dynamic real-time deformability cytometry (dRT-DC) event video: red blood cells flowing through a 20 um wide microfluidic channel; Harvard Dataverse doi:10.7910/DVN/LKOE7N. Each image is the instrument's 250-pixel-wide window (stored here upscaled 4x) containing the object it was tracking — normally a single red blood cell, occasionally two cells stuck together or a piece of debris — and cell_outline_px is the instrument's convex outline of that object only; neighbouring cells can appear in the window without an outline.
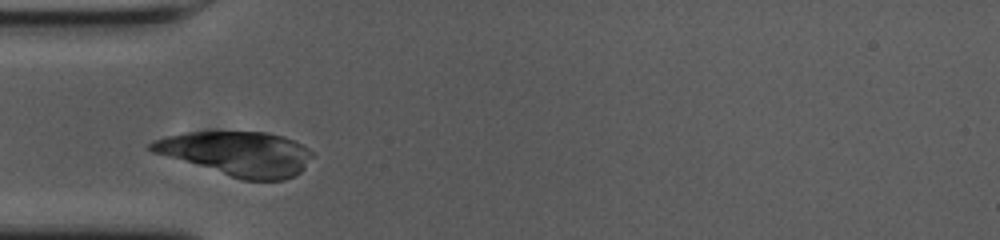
{"species": "common noctule bat (a hibernating species)", "species_latin": "Nyctalus noctula", "temperature_condition": "cold", "stored_images_in_passage": 15, "camera_frame_rate_fps": 3000, "um_per_image_px": 0.085, "animal": {"sex": "female", "body_mass_g": 23.0, "forearm_length_mm": 53.4}, "frame": {"image": 1, "passage_image": 5, "time_ms": 1.333, "image_size_px": [1000, 240], "cell_outline_px": [[272, 136], [264, 144], [256, 148], [220, 164], [216, 164], [192, 160], [152, 148], [156, 144], [164, 140], [180, 136], [212, 132], [256, 132]], "centroid_in_image_um": [18.1, 12.38], "position_along_channel_um": 66.9, "area_um2": 17.63}}
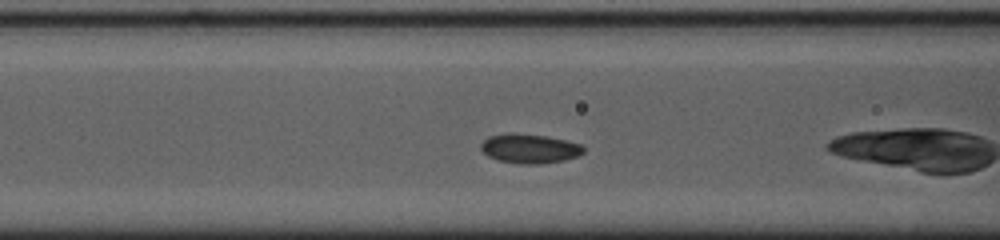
{"frame": {"image": 2, "passage_image": 7, "time_ms": 2.0, "image_size_px": [1000, 240], "cell_outline_px": [[580, 152], [568, 156], [548, 160], [516, 160], [496, 156], [488, 152], [484, 148], [484, 144], [488, 140], [500, 136], [528, 136], [552, 140], [572, 144], [580, 148]], "centroid_in_image_um": [44.98, 12.6], "position_along_channel_um": 121.6, "area_um2": 12.77}}
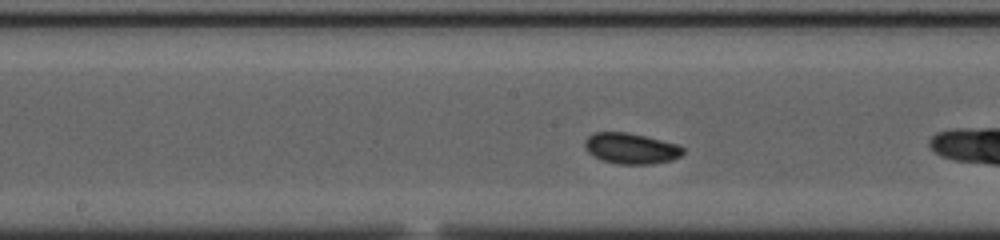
{"frame": {"image": 3, "passage_image": 13, "time_ms": 4.0, "image_size_px": [1000, 240], "cell_outline_px": [[680, 152], [672, 156], [656, 160], [612, 160], [596, 152], [588, 144], [596, 136], [632, 136], [652, 140], [668, 144], [680, 148]], "centroid_in_image_um": [53.72, 12.6], "position_along_channel_um": 194.5, "area_um2": 12.14}}